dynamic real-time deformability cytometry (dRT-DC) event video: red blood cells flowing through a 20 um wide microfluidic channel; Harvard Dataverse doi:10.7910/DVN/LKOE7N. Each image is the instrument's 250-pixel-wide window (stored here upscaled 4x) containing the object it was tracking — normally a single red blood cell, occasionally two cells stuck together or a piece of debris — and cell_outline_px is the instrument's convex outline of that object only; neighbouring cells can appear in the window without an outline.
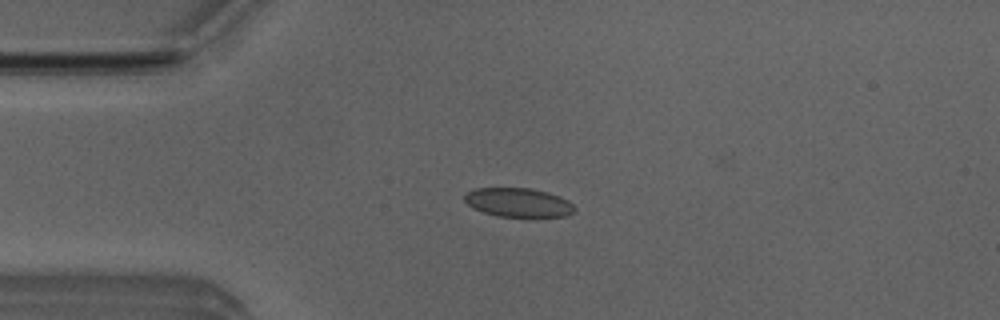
{"species": "Egyptian fruit bat (a non-hibernating species)", "species_latin": "Rousettus aegyptiacus", "temperature_condition": "room temperature", "stored_images_in_passage": 50, "camera_frame_rate_fps": 3000, "um_per_image_px": 0.085, "animal": {"sex": "male"}, "frame": {"image": 1, "passage_image": 11, "time_ms": 3.333, "image_size_px": [1000, 320], "cell_outline_px": [[576, 208], [568, 216], [536, 220], [532, 220], [496, 216], [472, 208], [464, 200], [464, 196], [468, 192], [476, 188], [528, 188], [548, 192], [560, 196], [568, 200]], "centroid_in_image_um": [44.12, 17.28], "position_along_channel_um": 40.9, "area_um2": 19.54}}
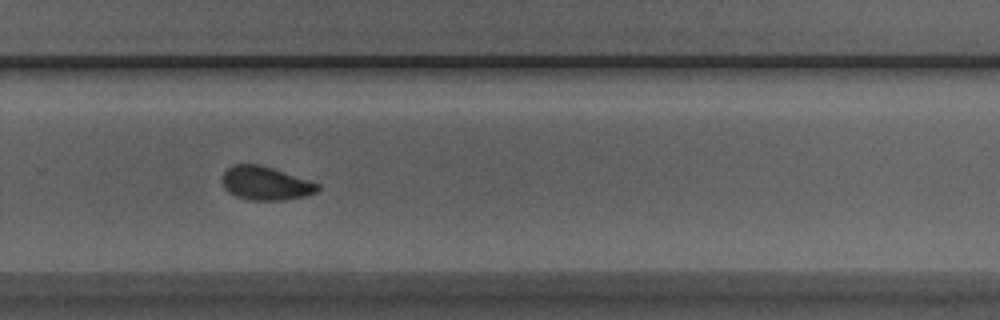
{"frame": {"image": 2, "passage_image": 33, "time_ms": 10.667, "image_size_px": [1000, 320], "cell_outline_px": [[320, 188], [316, 192], [304, 196], [280, 200], [248, 200], [236, 196], [228, 192], [224, 188], [220, 180], [220, 176], [232, 164], [260, 164], [320, 184]], "centroid_in_image_um": [22.51, 15.57], "position_along_channel_um": 307.3, "area_um2": 18.73}}
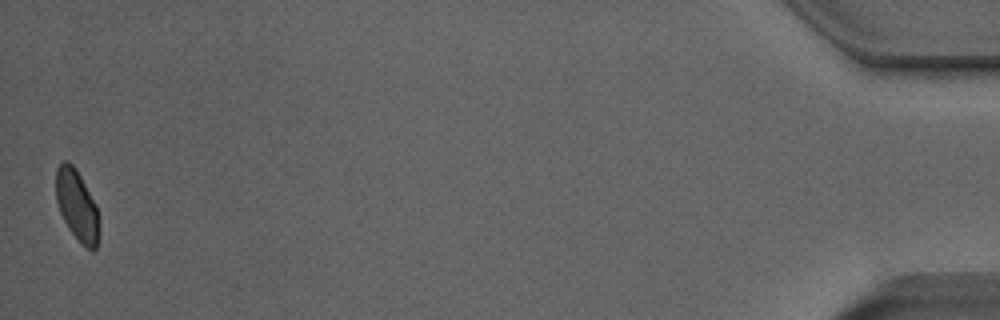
{"frame": {"image": 3, "passage_image": 50, "time_ms": 16.333, "image_size_px": [1000, 320], "cell_outline_px": [[100, 216], [96, 248], [92, 252], [68, 228], [60, 212], [56, 200], [56, 168], [64, 160], [68, 160], [76, 168], [96, 204]], "centroid_in_image_um": [6.55, 17.41], "position_along_channel_um": 428.7, "area_um2": 17.69}, "authors_computed_cell_mechanics": {"area_um2": 19.1896, "velocity_mm_per_s": 3.9306, "shape_relaxation_time_tau1_ms": 3.8001, "shape_relaxation_time_tau2_ms": 1.3285, "deformation_change_tau1": 0.0918, "deformation_change_tau2": 0.0637}}